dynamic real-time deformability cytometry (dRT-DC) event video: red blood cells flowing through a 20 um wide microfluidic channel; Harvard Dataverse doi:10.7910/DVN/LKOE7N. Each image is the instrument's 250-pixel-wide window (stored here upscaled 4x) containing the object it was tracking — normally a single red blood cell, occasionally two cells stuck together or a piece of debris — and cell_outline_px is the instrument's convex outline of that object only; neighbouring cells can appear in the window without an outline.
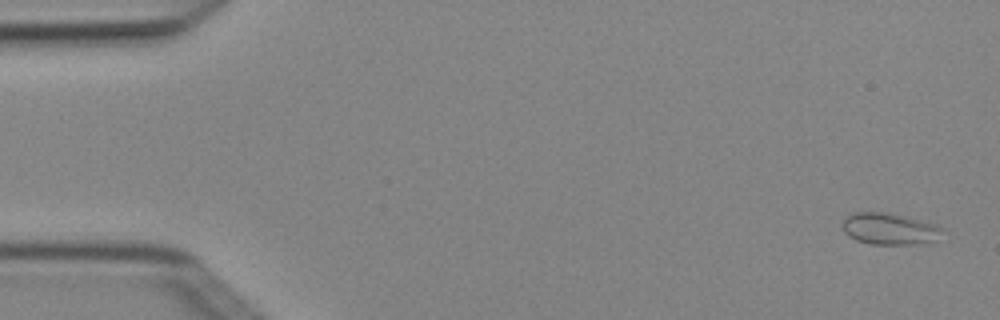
{"species": "Egyptian fruit bat (a non-hibernating species)", "species_latin": "Rousettus aegyptiacus", "temperature_condition": "cold", "stored_images_in_passage": 4, "camera_frame_rate_fps": 3000, "um_per_image_px": 0.085, "animal": {"sex": "female"}, "frame": {"image": 1, "passage_image": 1, "time_ms": 0.0, "image_size_px": [1000, 320], "cell_outline_px": [[944, 228], [932, 240], [912, 244], [868, 244], [856, 240], [848, 236], [844, 232], [840, 224], [852, 212], [888, 212], [936, 224]], "centroid_in_image_um": [75.51, 19.43], "position_along_channel_um": 9.5, "area_um2": 18.21}}